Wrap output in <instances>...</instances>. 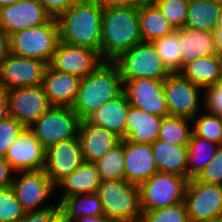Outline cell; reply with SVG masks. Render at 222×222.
Masks as SVG:
<instances>
[{
  "label": "cell",
  "mask_w": 222,
  "mask_h": 222,
  "mask_svg": "<svg viewBox=\"0 0 222 222\" xmlns=\"http://www.w3.org/2000/svg\"><path fill=\"white\" fill-rule=\"evenodd\" d=\"M220 145L192 133L187 145V178H196L214 158Z\"/></svg>",
  "instance_id": "cell-30"
},
{
  "label": "cell",
  "mask_w": 222,
  "mask_h": 222,
  "mask_svg": "<svg viewBox=\"0 0 222 222\" xmlns=\"http://www.w3.org/2000/svg\"><path fill=\"white\" fill-rule=\"evenodd\" d=\"M214 1H216L219 5L222 6V0H214Z\"/></svg>",
  "instance_id": "cell-53"
},
{
  "label": "cell",
  "mask_w": 222,
  "mask_h": 222,
  "mask_svg": "<svg viewBox=\"0 0 222 222\" xmlns=\"http://www.w3.org/2000/svg\"><path fill=\"white\" fill-rule=\"evenodd\" d=\"M10 53V36L0 27V62Z\"/></svg>",
  "instance_id": "cell-46"
},
{
  "label": "cell",
  "mask_w": 222,
  "mask_h": 222,
  "mask_svg": "<svg viewBox=\"0 0 222 222\" xmlns=\"http://www.w3.org/2000/svg\"><path fill=\"white\" fill-rule=\"evenodd\" d=\"M50 222H70L61 212H59Z\"/></svg>",
  "instance_id": "cell-50"
},
{
  "label": "cell",
  "mask_w": 222,
  "mask_h": 222,
  "mask_svg": "<svg viewBox=\"0 0 222 222\" xmlns=\"http://www.w3.org/2000/svg\"><path fill=\"white\" fill-rule=\"evenodd\" d=\"M129 106L127 97L122 92L116 98L104 103L85 119L91 124L101 126L116 133L123 139L126 135V118Z\"/></svg>",
  "instance_id": "cell-22"
},
{
  "label": "cell",
  "mask_w": 222,
  "mask_h": 222,
  "mask_svg": "<svg viewBox=\"0 0 222 222\" xmlns=\"http://www.w3.org/2000/svg\"><path fill=\"white\" fill-rule=\"evenodd\" d=\"M94 163L102 181L125 179L124 139Z\"/></svg>",
  "instance_id": "cell-34"
},
{
  "label": "cell",
  "mask_w": 222,
  "mask_h": 222,
  "mask_svg": "<svg viewBox=\"0 0 222 222\" xmlns=\"http://www.w3.org/2000/svg\"><path fill=\"white\" fill-rule=\"evenodd\" d=\"M183 78L205 88L218 84L222 75V56H205L185 64L178 72Z\"/></svg>",
  "instance_id": "cell-28"
},
{
  "label": "cell",
  "mask_w": 222,
  "mask_h": 222,
  "mask_svg": "<svg viewBox=\"0 0 222 222\" xmlns=\"http://www.w3.org/2000/svg\"><path fill=\"white\" fill-rule=\"evenodd\" d=\"M25 129L23 124L10 116L0 121V157L5 156L9 147Z\"/></svg>",
  "instance_id": "cell-39"
},
{
  "label": "cell",
  "mask_w": 222,
  "mask_h": 222,
  "mask_svg": "<svg viewBox=\"0 0 222 222\" xmlns=\"http://www.w3.org/2000/svg\"><path fill=\"white\" fill-rule=\"evenodd\" d=\"M9 116V99L7 90L0 88V121Z\"/></svg>",
  "instance_id": "cell-47"
},
{
  "label": "cell",
  "mask_w": 222,
  "mask_h": 222,
  "mask_svg": "<svg viewBox=\"0 0 222 222\" xmlns=\"http://www.w3.org/2000/svg\"><path fill=\"white\" fill-rule=\"evenodd\" d=\"M12 172L16 171L4 157H0V190L11 186L14 179Z\"/></svg>",
  "instance_id": "cell-44"
},
{
  "label": "cell",
  "mask_w": 222,
  "mask_h": 222,
  "mask_svg": "<svg viewBox=\"0 0 222 222\" xmlns=\"http://www.w3.org/2000/svg\"><path fill=\"white\" fill-rule=\"evenodd\" d=\"M80 121L72 107L51 106L28 129L46 149L77 137Z\"/></svg>",
  "instance_id": "cell-7"
},
{
  "label": "cell",
  "mask_w": 222,
  "mask_h": 222,
  "mask_svg": "<svg viewBox=\"0 0 222 222\" xmlns=\"http://www.w3.org/2000/svg\"><path fill=\"white\" fill-rule=\"evenodd\" d=\"M192 122L194 123L192 127L194 135L222 145V120L219 115L206 112L202 116H198V119L196 115Z\"/></svg>",
  "instance_id": "cell-35"
},
{
  "label": "cell",
  "mask_w": 222,
  "mask_h": 222,
  "mask_svg": "<svg viewBox=\"0 0 222 222\" xmlns=\"http://www.w3.org/2000/svg\"><path fill=\"white\" fill-rule=\"evenodd\" d=\"M24 215L12 187L0 190V222H19Z\"/></svg>",
  "instance_id": "cell-38"
},
{
  "label": "cell",
  "mask_w": 222,
  "mask_h": 222,
  "mask_svg": "<svg viewBox=\"0 0 222 222\" xmlns=\"http://www.w3.org/2000/svg\"><path fill=\"white\" fill-rule=\"evenodd\" d=\"M221 5L214 0H189L185 27L214 32Z\"/></svg>",
  "instance_id": "cell-29"
},
{
  "label": "cell",
  "mask_w": 222,
  "mask_h": 222,
  "mask_svg": "<svg viewBox=\"0 0 222 222\" xmlns=\"http://www.w3.org/2000/svg\"><path fill=\"white\" fill-rule=\"evenodd\" d=\"M99 5L101 8L135 6L140 5L142 0H88Z\"/></svg>",
  "instance_id": "cell-45"
},
{
  "label": "cell",
  "mask_w": 222,
  "mask_h": 222,
  "mask_svg": "<svg viewBox=\"0 0 222 222\" xmlns=\"http://www.w3.org/2000/svg\"><path fill=\"white\" fill-rule=\"evenodd\" d=\"M180 53L182 67L194 60L217 55L214 32L179 28Z\"/></svg>",
  "instance_id": "cell-24"
},
{
  "label": "cell",
  "mask_w": 222,
  "mask_h": 222,
  "mask_svg": "<svg viewBox=\"0 0 222 222\" xmlns=\"http://www.w3.org/2000/svg\"><path fill=\"white\" fill-rule=\"evenodd\" d=\"M19 0H0V8L17 3Z\"/></svg>",
  "instance_id": "cell-51"
},
{
  "label": "cell",
  "mask_w": 222,
  "mask_h": 222,
  "mask_svg": "<svg viewBox=\"0 0 222 222\" xmlns=\"http://www.w3.org/2000/svg\"><path fill=\"white\" fill-rule=\"evenodd\" d=\"M60 212L71 222L84 216L105 215L97 193L74 195L59 203Z\"/></svg>",
  "instance_id": "cell-31"
},
{
  "label": "cell",
  "mask_w": 222,
  "mask_h": 222,
  "mask_svg": "<svg viewBox=\"0 0 222 222\" xmlns=\"http://www.w3.org/2000/svg\"><path fill=\"white\" fill-rule=\"evenodd\" d=\"M4 158L15 171L42 170L45 165V148L26 128L9 147Z\"/></svg>",
  "instance_id": "cell-18"
},
{
  "label": "cell",
  "mask_w": 222,
  "mask_h": 222,
  "mask_svg": "<svg viewBox=\"0 0 222 222\" xmlns=\"http://www.w3.org/2000/svg\"><path fill=\"white\" fill-rule=\"evenodd\" d=\"M51 16L37 0H19L0 8V27L10 36L14 32L37 27Z\"/></svg>",
  "instance_id": "cell-17"
},
{
  "label": "cell",
  "mask_w": 222,
  "mask_h": 222,
  "mask_svg": "<svg viewBox=\"0 0 222 222\" xmlns=\"http://www.w3.org/2000/svg\"><path fill=\"white\" fill-rule=\"evenodd\" d=\"M83 162L78 138L54 144L45 149L44 172L56 185L72 174Z\"/></svg>",
  "instance_id": "cell-16"
},
{
  "label": "cell",
  "mask_w": 222,
  "mask_h": 222,
  "mask_svg": "<svg viewBox=\"0 0 222 222\" xmlns=\"http://www.w3.org/2000/svg\"><path fill=\"white\" fill-rule=\"evenodd\" d=\"M122 92L123 82L117 66L105 61L91 74L81 78L72 108L82 120Z\"/></svg>",
  "instance_id": "cell-3"
},
{
  "label": "cell",
  "mask_w": 222,
  "mask_h": 222,
  "mask_svg": "<svg viewBox=\"0 0 222 222\" xmlns=\"http://www.w3.org/2000/svg\"><path fill=\"white\" fill-rule=\"evenodd\" d=\"M101 181L95 163L83 161L72 174L59 181L55 188L61 187L63 190L62 201L74 195L96 193Z\"/></svg>",
  "instance_id": "cell-25"
},
{
  "label": "cell",
  "mask_w": 222,
  "mask_h": 222,
  "mask_svg": "<svg viewBox=\"0 0 222 222\" xmlns=\"http://www.w3.org/2000/svg\"><path fill=\"white\" fill-rule=\"evenodd\" d=\"M204 104L206 111L222 116V86L218 84L208 85L203 88ZM205 97V98H204Z\"/></svg>",
  "instance_id": "cell-41"
},
{
  "label": "cell",
  "mask_w": 222,
  "mask_h": 222,
  "mask_svg": "<svg viewBox=\"0 0 222 222\" xmlns=\"http://www.w3.org/2000/svg\"><path fill=\"white\" fill-rule=\"evenodd\" d=\"M208 222H222V218L216 219V220H212V221H208Z\"/></svg>",
  "instance_id": "cell-52"
},
{
  "label": "cell",
  "mask_w": 222,
  "mask_h": 222,
  "mask_svg": "<svg viewBox=\"0 0 222 222\" xmlns=\"http://www.w3.org/2000/svg\"><path fill=\"white\" fill-rule=\"evenodd\" d=\"M214 37L217 52L220 56H222V6L217 18V27L214 31Z\"/></svg>",
  "instance_id": "cell-48"
},
{
  "label": "cell",
  "mask_w": 222,
  "mask_h": 222,
  "mask_svg": "<svg viewBox=\"0 0 222 222\" xmlns=\"http://www.w3.org/2000/svg\"><path fill=\"white\" fill-rule=\"evenodd\" d=\"M81 78L47 67L42 87L52 106L72 107L75 103Z\"/></svg>",
  "instance_id": "cell-21"
},
{
  "label": "cell",
  "mask_w": 222,
  "mask_h": 222,
  "mask_svg": "<svg viewBox=\"0 0 222 222\" xmlns=\"http://www.w3.org/2000/svg\"><path fill=\"white\" fill-rule=\"evenodd\" d=\"M139 222H190L184 202L150 211H142Z\"/></svg>",
  "instance_id": "cell-36"
},
{
  "label": "cell",
  "mask_w": 222,
  "mask_h": 222,
  "mask_svg": "<svg viewBox=\"0 0 222 222\" xmlns=\"http://www.w3.org/2000/svg\"><path fill=\"white\" fill-rule=\"evenodd\" d=\"M151 43L161 57L163 64L171 73H178L182 69L179 29Z\"/></svg>",
  "instance_id": "cell-33"
},
{
  "label": "cell",
  "mask_w": 222,
  "mask_h": 222,
  "mask_svg": "<svg viewBox=\"0 0 222 222\" xmlns=\"http://www.w3.org/2000/svg\"><path fill=\"white\" fill-rule=\"evenodd\" d=\"M151 147L159 172L187 177V146H178L157 139Z\"/></svg>",
  "instance_id": "cell-27"
},
{
  "label": "cell",
  "mask_w": 222,
  "mask_h": 222,
  "mask_svg": "<svg viewBox=\"0 0 222 222\" xmlns=\"http://www.w3.org/2000/svg\"><path fill=\"white\" fill-rule=\"evenodd\" d=\"M141 42L138 5L103 8L100 55L104 61L112 62Z\"/></svg>",
  "instance_id": "cell-1"
},
{
  "label": "cell",
  "mask_w": 222,
  "mask_h": 222,
  "mask_svg": "<svg viewBox=\"0 0 222 222\" xmlns=\"http://www.w3.org/2000/svg\"><path fill=\"white\" fill-rule=\"evenodd\" d=\"M201 86L183 78L179 73H171L164 80V94L169 115L193 119L198 115Z\"/></svg>",
  "instance_id": "cell-14"
},
{
  "label": "cell",
  "mask_w": 222,
  "mask_h": 222,
  "mask_svg": "<svg viewBox=\"0 0 222 222\" xmlns=\"http://www.w3.org/2000/svg\"><path fill=\"white\" fill-rule=\"evenodd\" d=\"M195 179L207 184L222 186V145L218 147L214 158Z\"/></svg>",
  "instance_id": "cell-40"
},
{
  "label": "cell",
  "mask_w": 222,
  "mask_h": 222,
  "mask_svg": "<svg viewBox=\"0 0 222 222\" xmlns=\"http://www.w3.org/2000/svg\"><path fill=\"white\" fill-rule=\"evenodd\" d=\"M52 18H58L74 4L83 0H37Z\"/></svg>",
  "instance_id": "cell-42"
},
{
  "label": "cell",
  "mask_w": 222,
  "mask_h": 222,
  "mask_svg": "<svg viewBox=\"0 0 222 222\" xmlns=\"http://www.w3.org/2000/svg\"><path fill=\"white\" fill-rule=\"evenodd\" d=\"M83 161L96 162L117 146L122 138L116 133L82 119L77 134Z\"/></svg>",
  "instance_id": "cell-19"
},
{
  "label": "cell",
  "mask_w": 222,
  "mask_h": 222,
  "mask_svg": "<svg viewBox=\"0 0 222 222\" xmlns=\"http://www.w3.org/2000/svg\"><path fill=\"white\" fill-rule=\"evenodd\" d=\"M112 62L117 66L122 82L137 78L165 80L171 74L151 42L136 44Z\"/></svg>",
  "instance_id": "cell-6"
},
{
  "label": "cell",
  "mask_w": 222,
  "mask_h": 222,
  "mask_svg": "<svg viewBox=\"0 0 222 222\" xmlns=\"http://www.w3.org/2000/svg\"><path fill=\"white\" fill-rule=\"evenodd\" d=\"M184 204L190 222H208L222 218V186L189 179Z\"/></svg>",
  "instance_id": "cell-9"
},
{
  "label": "cell",
  "mask_w": 222,
  "mask_h": 222,
  "mask_svg": "<svg viewBox=\"0 0 222 222\" xmlns=\"http://www.w3.org/2000/svg\"><path fill=\"white\" fill-rule=\"evenodd\" d=\"M138 17L143 42H153L176 30L153 1L138 5Z\"/></svg>",
  "instance_id": "cell-26"
},
{
  "label": "cell",
  "mask_w": 222,
  "mask_h": 222,
  "mask_svg": "<svg viewBox=\"0 0 222 222\" xmlns=\"http://www.w3.org/2000/svg\"><path fill=\"white\" fill-rule=\"evenodd\" d=\"M103 62L98 51L59 41L49 65L57 71L85 78Z\"/></svg>",
  "instance_id": "cell-15"
},
{
  "label": "cell",
  "mask_w": 222,
  "mask_h": 222,
  "mask_svg": "<svg viewBox=\"0 0 222 222\" xmlns=\"http://www.w3.org/2000/svg\"><path fill=\"white\" fill-rule=\"evenodd\" d=\"M162 119L163 117L130 105L126 118V135L123 139L133 143H154L158 139Z\"/></svg>",
  "instance_id": "cell-23"
},
{
  "label": "cell",
  "mask_w": 222,
  "mask_h": 222,
  "mask_svg": "<svg viewBox=\"0 0 222 222\" xmlns=\"http://www.w3.org/2000/svg\"><path fill=\"white\" fill-rule=\"evenodd\" d=\"M96 193L110 222H139L142 209L137 185L125 179L103 180Z\"/></svg>",
  "instance_id": "cell-4"
},
{
  "label": "cell",
  "mask_w": 222,
  "mask_h": 222,
  "mask_svg": "<svg viewBox=\"0 0 222 222\" xmlns=\"http://www.w3.org/2000/svg\"><path fill=\"white\" fill-rule=\"evenodd\" d=\"M175 29L185 27L189 0H153Z\"/></svg>",
  "instance_id": "cell-37"
},
{
  "label": "cell",
  "mask_w": 222,
  "mask_h": 222,
  "mask_svg": "<svg viewBox=\"0 0 222 222\" xmlns=\"http://www.w3.org/2000/svg\"><path fill=\"white\" fill-rule=\"evenodd\" d=\"M71 222H110L105 215L100 216H84L81 218L74 219Z\"/></svg>",
  "instance_id": "cell-49"
},
{
  "label": "cell",
  "mask_w": 222,
  "mask_h": 222,
  "mask_svg": "<svg viewBox=\"0 0 222 222\" xmlns=\"http://www.w3.org/2000/svg\"><path fill=\"white\" fill-rule=\"evenodd\" d=\"M60 41L57 18L10 35V53L19 57L40 59L50 64Z\"/></svg>",
  "instance_id": "cell-5"
},
{
  "label": "cell",
  "mask_w": 222,
  "mask_h": 222,
  "mask_svg": "<svg viewBox=\"0 0 222 222\" xmlns=\"http://www.w3.org/2000/svg\"><path fill=\"white\" fill-rule=\"evenodd\" d=\"M9 116L26 128L37 121L52 105L42 85L17 87L7 90Z\"/></svg>",
  "instance_id": "cell-12"
},
{
  "label": "cell",
  "mask_w": 222,
  "mask_h": 222,
  "mask_svg": "<svg viewBox=\"0 0 222 222\" xmlns=\"http://www.w3.org/2000/svg\"><path fill=\"white\" fill-rule=\"evenodd\" d=\"M48 63L9 53L0 62V88L10 90L17 87L42 85Z\"/></svg>",
  "instance_id": "cell-11"
},
{
  "label": "cell",
  "mask_w": 222,
  "mask_h": 222,
  "mask_svg": "<svg viewBox=\"0 0 222 222\" xmlns=\"http://www.w3.org/2000/svg\"><path fill=\"white\" fill-rule=\"evenodd\" d=\"M123 92L129 104L159 117L168 116L164 80L137 78L123 82Z\"/></svg>",
  "instance_id": "cell-13"
},
{
  "label": "cell",
  "mask_w": 222,
  "mask_h": 222,
  "mask_svg": "<svg viewBox=\"0 0 222 222\" xmlns=\"http://www.w3.org/2000/svg\"><path fill=\"white\" fill-rule=\"evenodd\" d=\"M124 167L125 180L137 186L158 172L151 144L124 139Z\"/></svg>",
  "instance_id": "cell-20"
},
{
  "label": "cell",
  "mask_w": 222,
  "mask_h": 222,
  "mask_svg": "<svg viewBox=\"0 0 222 222\" xmlns=\"http://www.w3.org/2000/svg\"><path fill=\"white\" fill-rule=\"evenodd\" d=\"M102 13L103 8L88 0L74 4L57 18L60 41L100 53Z\"/></svg>",
  "instance_id": "cell-2"
},
{
  "label": "cell",
  "mask_w": 222,
  "mask_h": 222,
  "mask_svg": "<svg viewBox=\"0 0 222 222\" xmlns=\"http://www.w3.org/2000/svg\"><path fill=\"white\" fill-rule=\"evenodd\" d=\"M187 177L156 172L140 184V204L142 211H150L184 202L188 183Z\"/></svg>",
  "instance_id": "cell-8"
},
{
  "label": "cell",
  "mask_w": 222,
  "mask_h": 222,
  "mask_svg": "<svg viewBox=\"0 0 222 222\" xmlns=\"http://www.w3.org/2000/svg\"><path fill=\"white\" fill-rule=\"evenodd\" d=\"M59 212L60 207L25 212L24 217L19 222H50Z\"/></svg>",
  "instance_id": "cell-43"
},
{
  "label": "cell",
  "mask_w": 222,
  "mask_h": 222,
  "mask_svg": "<svg viewBox=\"0 0 222 222\" xmlns=\"http://www.w3.org/2000/svg\"><path fill=\"white\" fill-rule=\"evenodd\" d=\"M15 173L21 174V176H14L11 187L25 212L59 207L58 203L57 205L51 204V206L44 204L42 208L39 207L57 189L44 169L16 171Z\"/></svg>",
  "instance_id": "cell-10"
},
{
  "label": "cell",
  "mask_w": 222,
  "mask_h": 222,
  "mask_svg": "<svg viewBox=\"0 0 222 222\" xmlns=\"http://www.w3.org/2000/svg\"><path fill=\"white\" fill-rule=\"evenodd\" d=\"M190 122L192 123V120L185 117L164 116L160 125L158 140L178 146H187L193 133Z\"/></svg>",
  "instance_id": "cell-32"
},
{
  "label": "cell",
  "mask_w": 222,
  "mask_h": 222,
  "mask_svg": "<svg viewBox=\"0 0 222 222\" xmlns=\"http://www.w3.org/2000/svg\"><path fill=\"white\" fill-rule=\"evenodd\" d=\"M219 84L222 86V75H221V79L219 80Z\"/></svg>",
  "instance_id": "cell-54"
}]
</instances>
